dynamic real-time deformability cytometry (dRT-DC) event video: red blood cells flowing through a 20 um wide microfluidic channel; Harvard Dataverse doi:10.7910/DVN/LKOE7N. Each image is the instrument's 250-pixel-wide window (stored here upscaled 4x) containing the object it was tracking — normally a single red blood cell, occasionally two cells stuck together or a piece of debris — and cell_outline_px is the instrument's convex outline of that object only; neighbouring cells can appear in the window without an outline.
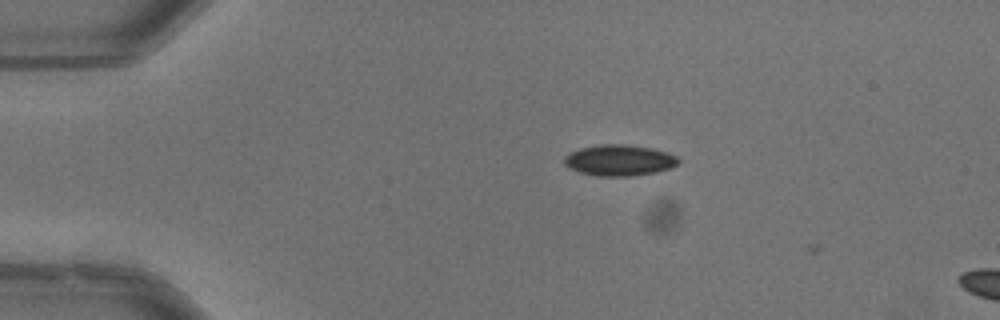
{"species": "common noctule bat (a hibernating species)", "species_latin": "Nyctalus noctula", "temperature_condition": "warm", "stored_images_in_passage": 2, "camera_frame_rate_fps": 3000, "um_per_image_px": 0.085, "animal": {"sex": "male", "body_mass_g": 13.3}, "frame": {"image": 1, "passage_image": 1, "time_ms": 0.0, "image_size_px": [1000, 320], "cell_outline_px": [[680, 160], [676, 164], [668, 168], [656, 172], [628, 176], [596, 176], [580, 172], [568, 168], [564, 164], [564, 156], [580, 148], [600, 144], [624, 144], [652, 148], [676, 156]], "centroid_in_image_um": [52.59, 13.62], "position_along_channel_um": 32.4, "area_um2": 20.46}}